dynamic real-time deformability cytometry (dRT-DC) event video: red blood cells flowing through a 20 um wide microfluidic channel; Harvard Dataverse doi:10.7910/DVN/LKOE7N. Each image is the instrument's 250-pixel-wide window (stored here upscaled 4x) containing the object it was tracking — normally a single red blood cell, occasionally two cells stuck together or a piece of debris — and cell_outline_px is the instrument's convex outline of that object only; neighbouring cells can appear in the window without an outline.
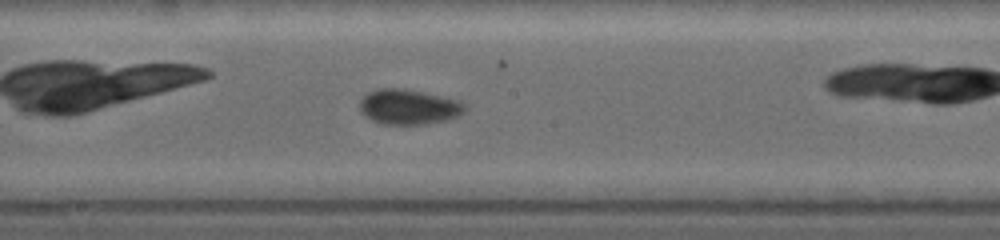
{"species": "common noctule bat (a hibernating species)", "species_latin": "Nyctalus noctula", "temperature_condition": "warm", "stored_images_in_passage": 31, "camera_frame_rate_fps": 5000, "um_per_image_px": 0.085, "animal": {"sex": "female", "body_mass_g": 19.0, "forearm_length_mm": 53.3}, "frame": {"image": 1, "passage_image": 22, "time_ms": 4.6, "image_size_px": [1000, 240], "cell_outline_px": [[464, 108], [456, 116], [444, 120], [424, 124], [384, 124], [372, 120], [360, 108], [360, 100], [368, 92], [380, 88], [396, 88], [420, 92], [452, 100], [460, 104]], "centroid_in_image_um": [34.62, 9.09], "position_along_channel_um": 213.6, "area_um2": 20.35}}